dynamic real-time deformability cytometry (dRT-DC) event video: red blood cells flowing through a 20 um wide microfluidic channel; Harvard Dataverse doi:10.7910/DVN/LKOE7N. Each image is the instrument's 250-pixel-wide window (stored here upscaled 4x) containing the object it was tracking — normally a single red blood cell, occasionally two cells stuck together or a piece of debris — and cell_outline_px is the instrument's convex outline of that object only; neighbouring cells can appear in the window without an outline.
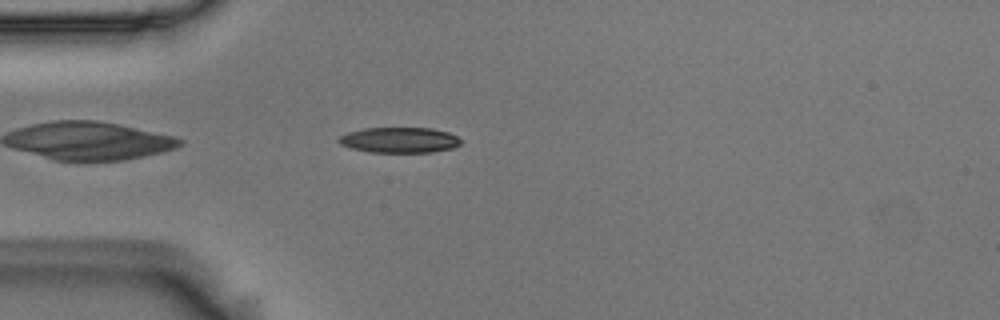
{"species": "Egyptian fruit bat (a non-hibernating species)", "species_latin": "Rousettus aegyptiacus", "temperature_condition": "room temperature", "stored_images_in_passage": 1, "camera_frame_rate_fps": 3000, "um_per_image_px": 0.085, "animal": {"sex": "male"}, "frame": {"image": 1, "passage_image": 1, "time_ms": 0.0, "image_size_px": [1000, 320], "cell_outline_px": [[460, 144], [452, 148], [432, 152], [368, 152], [352, 148], [340, 144], [336, 140], [340, 136], [348, 132], [364, 128], [432, 128], [448, 132], [456, 136], [460, 140]], "centroid_in_image_um": [33.93, 11.9], "position_along_channel_um": 51.1, "area_um2": 18.09}}